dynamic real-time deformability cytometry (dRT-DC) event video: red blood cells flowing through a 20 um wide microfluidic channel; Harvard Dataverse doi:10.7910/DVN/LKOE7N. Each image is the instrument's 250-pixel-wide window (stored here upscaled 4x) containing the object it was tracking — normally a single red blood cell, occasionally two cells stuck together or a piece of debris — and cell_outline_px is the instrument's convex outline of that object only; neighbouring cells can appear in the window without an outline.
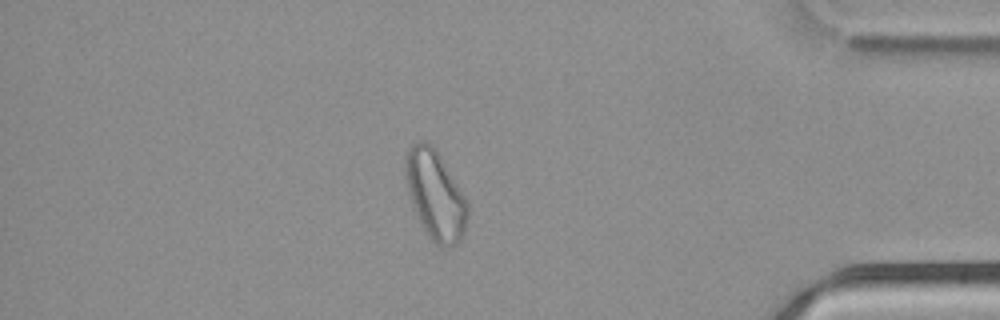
{"species": "common noctule bat (a hibernating species)", "species_latin": "Nyctalus noctula", "temperature_condition": "cold", "stored_images_in_passage": 51, "camera_frame_rate_fps": 3000, "um_per_image_px": 0.085, "animal": {"sex": "male", "body_mass_g": 21.5, "forearm_length_mm": 52.0}, "frame": {"image": 1, "passage_image": 44, "time_ms": 14.333, "image_size_px": [1000, 320], "cell_outline_px": [[468, 216], [464, 232], [460, 240], [456, 244], [448, 248], [440, 248], [428, 236], [416, 212], [404, 176], [404, 156], [412, 144], [416, 140], [424, 140], [432, 144], [440, 156], [464, 196], [468, 204]], "centroid_in_image_um": [36.99, 16.56], "position_along_channel_um": 398.2, "area_um2": 32.02}}